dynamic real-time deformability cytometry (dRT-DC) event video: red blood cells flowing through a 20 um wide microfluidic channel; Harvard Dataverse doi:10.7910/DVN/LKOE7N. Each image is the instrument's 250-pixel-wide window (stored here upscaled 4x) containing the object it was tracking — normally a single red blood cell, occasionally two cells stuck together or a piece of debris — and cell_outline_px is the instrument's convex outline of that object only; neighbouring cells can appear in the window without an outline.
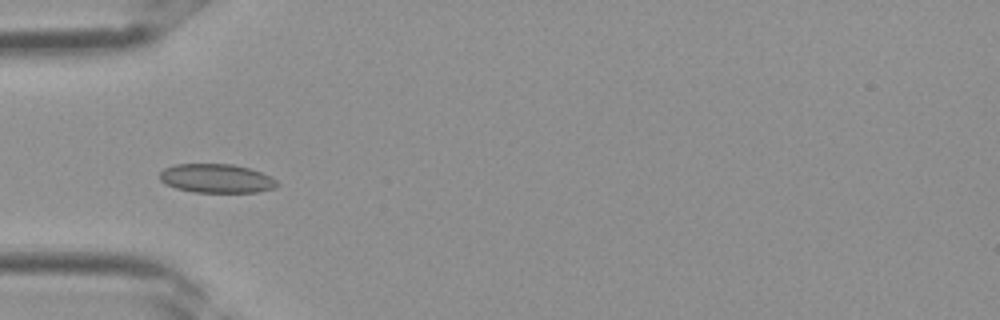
{"species": "Egyptian fruit bat (a non-hibernating species)", "species_latin": "Rousettus aegyptiacus", "temperature_condition": "room temperature", "stored_images_in_passage": 3, "camera_frame_rate_fps": 3000, "um_per_image_px": 0.085, "frame": {"image": 1, "passage_image": 3, "time_ms": 0.667, "image_size_px": [1000, 320], "cell_outline_px": [[280, 184], [276, 188], [256, 192], [196, 192], [176, 188], [164, 184], [160, 180], [160, 172], [164, 168], [176, 164], [232, 164], [248, 168], [260, 172], [276, 180]], "centroid_in_image_um": [18.39, 15.17], "position_along_channel_um": 66.6, "area_um2": 19.71}}